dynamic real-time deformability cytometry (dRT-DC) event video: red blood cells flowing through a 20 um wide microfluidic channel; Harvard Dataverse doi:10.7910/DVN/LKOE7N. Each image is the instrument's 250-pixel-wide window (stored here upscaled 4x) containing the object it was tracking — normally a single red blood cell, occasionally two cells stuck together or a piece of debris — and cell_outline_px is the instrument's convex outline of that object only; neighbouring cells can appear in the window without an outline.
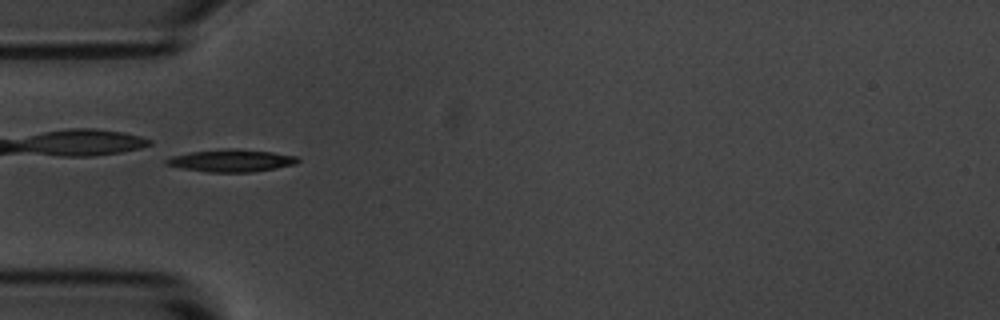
{"species": "common noctule bat (a hibernating species)", "species_latin": "Nyctalus noctula", "temperature_condition": "room temperature", "stored_images_in_passage": 7, "camera_frame_rate_fps": 3000, "um_per_image_px": 0.085, "animal": {"sex": "male", "body_mass_g": 20.1, "forearm_length_mm": 53.5}, "frame": {"image": 1, "passage_image": 3, "time_ms": 2.333, "image_size_px": [1000, 320], "cell_outline_px": [[300, 160], [296, 164], [276, 168], [252, 172], [208, 172], [184, 168], [164, 164], [164, 160], [172, 156], [192, 152], [228, 148], [232, 148], [272, 152], [300, 156]], "centroid_in_image_um": [19.71, 13.65], "position_along_channel_um": 65.3, "area_um2": 17.11}}
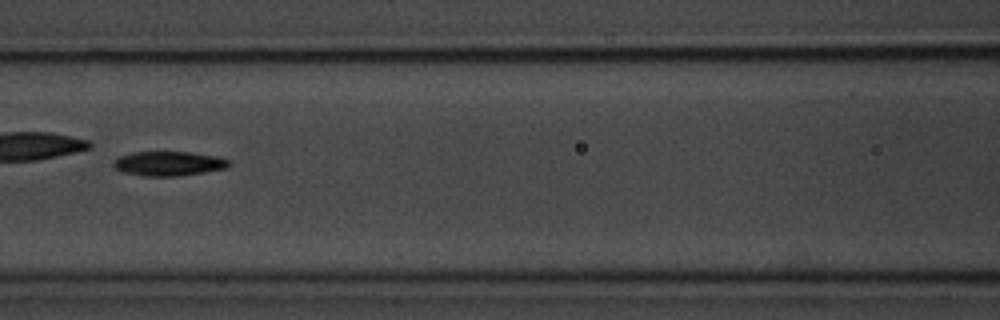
{"frame": {"image": 2, "passage_image": 5, "time_ms": 4.667, "image_size_px": [1000, 320], "cell_outline_px": [[232, 164], [228, 168], [180, 176], [140, 176], [124, 172], [116, 168], [112, 164], [120, 156], [132, 152], [188, 152], [220, 156], [228, 160]], "centroid_in_image_um": [14.39, 13.9], "position_along_channel_um": 152.2, "area_um2": 16.53}}
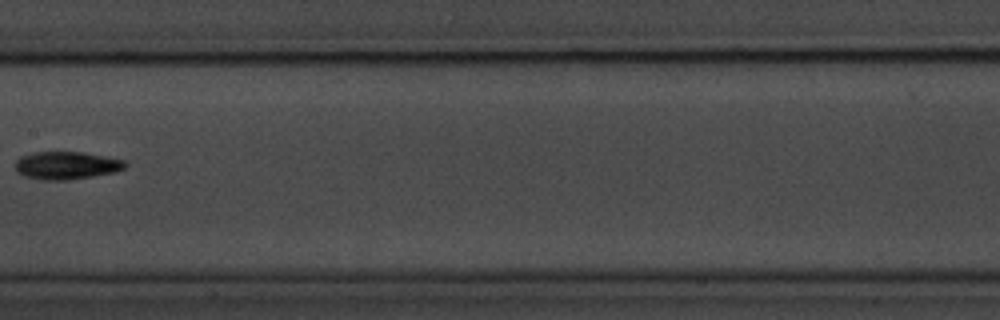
{"frame": {"image": 3, "passage_image": 6, "time_ms": 6.0, "image_size_px": [1000, 320], "cell_outline_px": [[128, 164], [124, 168], [116, 172], [68, 180], [40, 180], [24, 176], [16, 172], [16, 160], [20, 156], [36, 152], [84, 152], [124, 160]], "centroid_in_image_um": [5.64, 14.06], "position_along_channel_um": 201.8, "area_um2": 17.86}}